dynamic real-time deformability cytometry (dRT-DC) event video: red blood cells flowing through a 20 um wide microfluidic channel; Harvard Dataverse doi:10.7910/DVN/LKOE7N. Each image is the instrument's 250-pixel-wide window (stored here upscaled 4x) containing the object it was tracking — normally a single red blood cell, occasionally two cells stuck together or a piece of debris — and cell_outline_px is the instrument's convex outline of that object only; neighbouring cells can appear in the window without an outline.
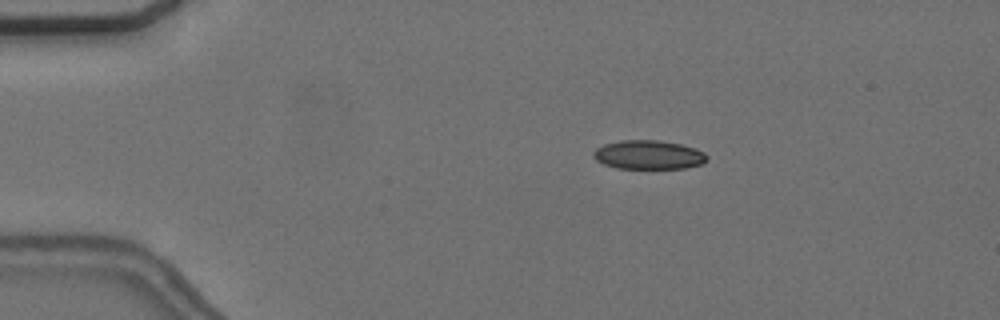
{"species": "common noctule bat (a hibernating species)", "species_latin": "Nyctalus noctula", "temperature_condition": "cold", "stored_images_in_passage": 54, "camera_frame_rate_fps": 3000, "um_per_image_px": 0.085, "animal": {"sex": "female", "body_mass_g": 24.6, "forearm_length_mm": 56.2}, "frame": {"image": 1, "passage_image": 9, "time_ms": 2.667, "image_size_px": [1000, 320], "cell_outline_px": [[708, 160], [700, 164], [684, 168], [616, 168], [604, 164], [596, 160], [592, 156], [592, 152], [596, 148], [604, 144], [620, 140], [656, 140], [680, 144], [704, 152], [708, 156]], "centroid_in_image_um": [55.09, 13.16], "position_along_channel_um": 29.9, "area_um2": 19.07}}
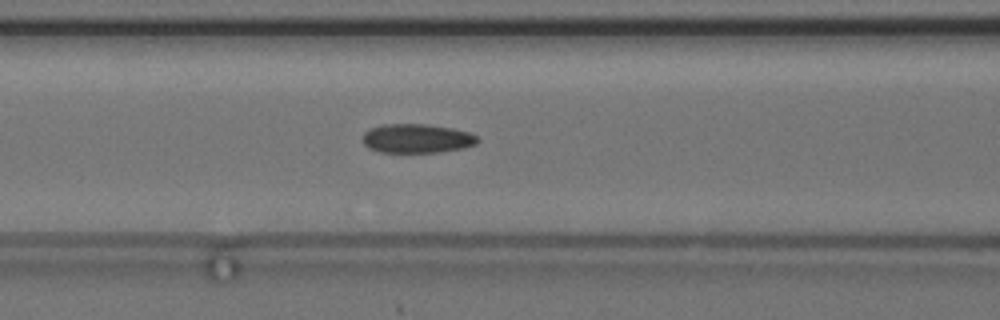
{"frame": {"image": 2, "passage_image": 22, "time_ms": 7.0, "image_size_px": [1000, 320], "cell_outline_px": [[480, 140], [476, 144], [464, 148], [436, 152], [380, 152], [368, 148], [364, 144], [364, 132], [372, 128], [384, 124], [424, 124], [452, 128], [468, 132], [476, 136]], "centroid_in_image_um": [35.44, 11.77], "position_along_channel_um": 131.2, "area_um2": 19.31}}
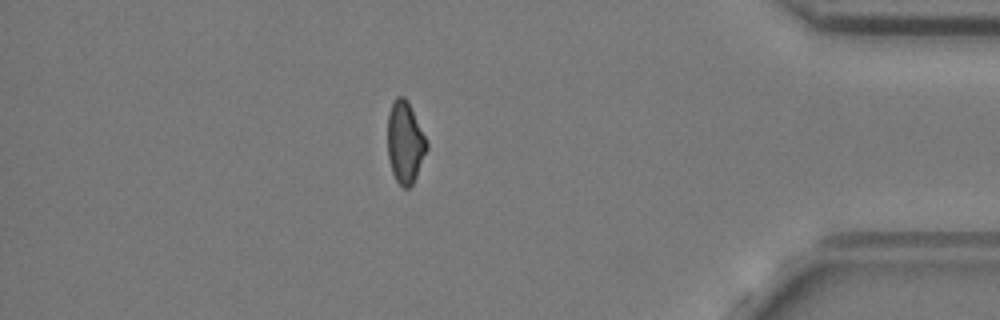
{"frame": {"image": 3, "passage_image": 47, "time_ms": 15.333, "image_size_px": [1000, 320], "cell_outline_px": [[428, 148], [416, 176], [412, 184], [408, 188], [404, 188], [396, 180], [392, 172], [388, 156], [388, 112], [396, 96], [404, 96], [408, 100], [428, 140]], "centroid_in_image_um": [34.44, 12.06], "position_along_channel_um": 400.8, "area_um2": 18.79}, "authors_computed_cell_mechanics": {"area_um2": 19.4208, "velocity_mm_per_s": 3.6907, "shape_relaxation_time_tau1_ms": null, "shape_relaxation_time_tau2_ms": 4.4027, "deformation_change_tau1": null, "deformation_change_tau2": 0.0944}}